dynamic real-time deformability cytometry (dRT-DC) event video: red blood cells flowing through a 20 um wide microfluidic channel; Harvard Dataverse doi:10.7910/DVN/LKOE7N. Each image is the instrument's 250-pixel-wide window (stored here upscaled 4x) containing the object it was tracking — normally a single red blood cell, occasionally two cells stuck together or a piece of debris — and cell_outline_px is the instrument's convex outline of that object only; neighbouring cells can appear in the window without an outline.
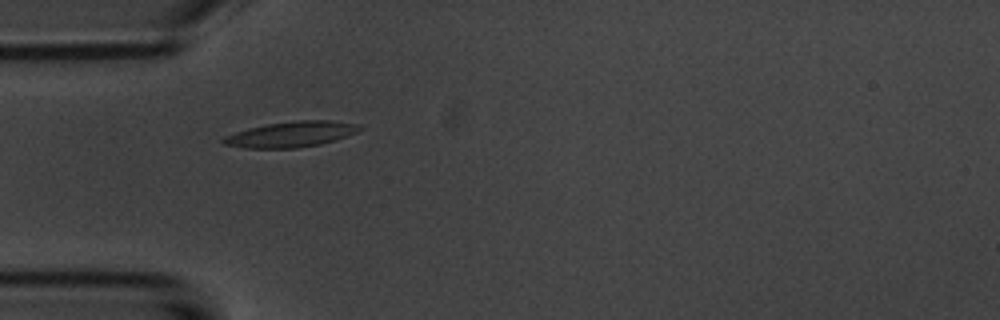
{"species": "common noctule bat (a hibernating species)", "species_latin": "Nyctalus noctula", "temperature_condition": "room temperature", "stored_images_in_passage": 6, "camera_frame_rate_fps": 3000, "um_per_image_px": 0.085, "animal": {"sex": "male", "body_mass_g": 20.1, "forearm_length_mm": 53.5}, "frame": {"image": 1, "passage_image": 1, "time_ms": 0.0, "image_size_px": [1000, 320], "cell_outline_px": [[364, 128], [356, 132], [320, 144], [296, 148], [244, 148], [224, 144], [220, 140], [224, 136], [248, 128], [268, 124], [296, 120], [328, 120], [360, 124]], "centroid_in_image_um": [24.72, 11.41], "position_along_channel_um": 60.3, "area_um2": 20.17}}
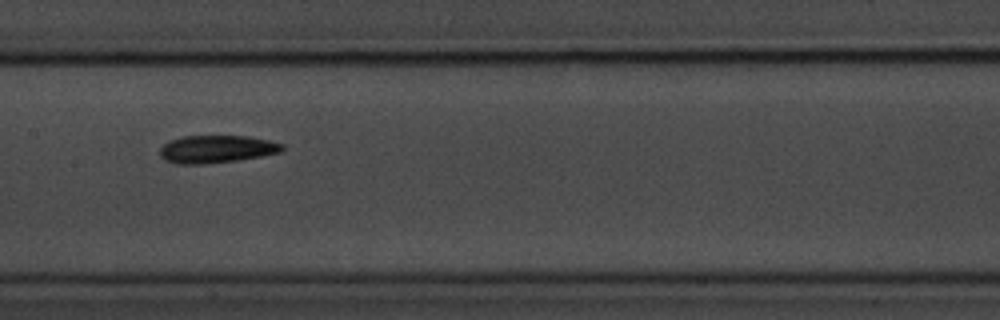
{"frame": {"image": 2, "passage_image": 4, "time_ms": 3.667, "image_size_px": [1000, 320], "cell_outline_px": [[284, 148], [280, 152], [260, 156], [236, 160], [204, 164], [176, 164], [164, 160], [160, 156], [160, 148], [168, 140], [184, 136], [248, 136], [268, 140], [284, 144]], "centroid_in_image_um": [18.37, 12.67], "position_along_channel_um": 189.0, "area_um2": 19.71}}
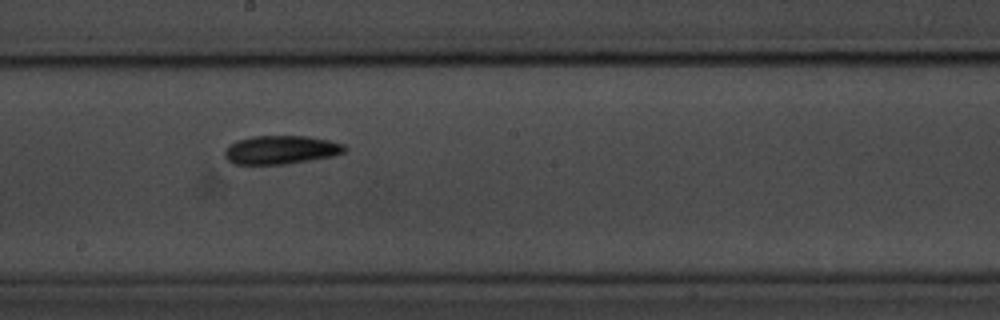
{"frame": {"image": 3, "passage_image": 5, "time_ms": 4.667, "image_size_px": [1000, 320], "cell_outline_px": [[348, 148], [344, 152], [332, 156], [288, 164], [236, 164], [228, 160], [224, 156], [224, 148], [228, 144], [236, 140], [252, 136], [308, 136], [328, 140], [344, 144]], "centroid_in_image_um": [23.85, 12.73], "position_along_channel_um": 224.4, "area_um2": 20.11}}